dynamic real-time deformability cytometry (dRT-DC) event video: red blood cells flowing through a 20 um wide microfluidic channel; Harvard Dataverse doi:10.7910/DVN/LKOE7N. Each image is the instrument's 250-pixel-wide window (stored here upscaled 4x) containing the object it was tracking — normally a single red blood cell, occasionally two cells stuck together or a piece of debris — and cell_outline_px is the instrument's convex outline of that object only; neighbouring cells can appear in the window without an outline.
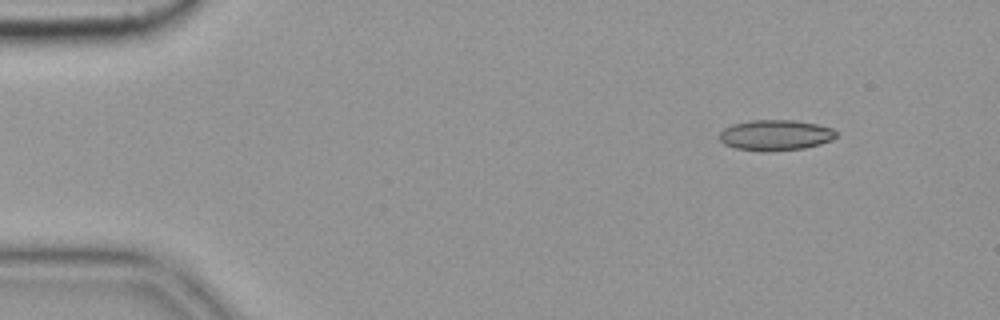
{"species": "common noctule bat (a hibernating species)", "species_latin": "Nyctalus noctula", "temperature_condition": "cold", "stored_images_in_passage": 5, "camera_frame_rate_fps": 3000, "um_per_image_px": 0.085, "animal": {"sex": "female", "body_mass_g": 19.9}, "frame": {"image": 1, "passage_image": 5, "time_ms": 1.333, "image_size_px": [1000, 320], "cell_outline_px": [[836, 136], [832, 140], [820, 144], [804, 148], [768, 152], [764, 152], [736, 148], [724, 144], [720, 140], [720, 132], [724, 128], [732, 124], [752, 120], [792, 120], [816, 124], [832, 128], [836, 132]], "centroid_in_image_um": [65.9, 11.49], "position_along_channel_um": 19.1, "area_um2": 20.87}}